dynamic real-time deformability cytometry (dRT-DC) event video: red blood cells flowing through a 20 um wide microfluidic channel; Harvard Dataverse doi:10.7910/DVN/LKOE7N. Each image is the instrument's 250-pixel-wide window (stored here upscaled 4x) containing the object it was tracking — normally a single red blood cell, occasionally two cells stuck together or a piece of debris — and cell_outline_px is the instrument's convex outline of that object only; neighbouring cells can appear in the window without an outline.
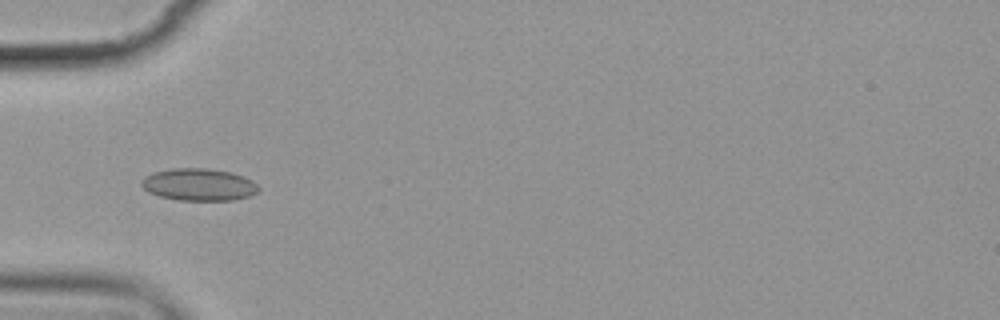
{"species": "common noctule bat (a hibernating species)", "species_latin": "Nyctalus noctula", "temperature_condition": "cold", "stored_images_in_passage": 10, "camera_frame_rate_fps": 3000, "um_per_image_px": 0.085, "animal": {"sex": "female", "body_mass_g": 19.9}, "frame": {"image": 1, "passage_image": 5, "time_ms": 4.667, "image_size_px": [1000, 320], "cell_outline_px": [[260, 188], [256, 192], [248, 196], [232, 200], [176, 200], [160, 196], [148, 192], [140, 184], [140, 180], [144, 176], [152, 172], [172, 168], [208, 168], [232, 172], [244, 176], [252, 180]], "centroid_in_image_um": [16.87, 15.68], "position_along_channel_um": 68.1, "area_um2": 22.14}}
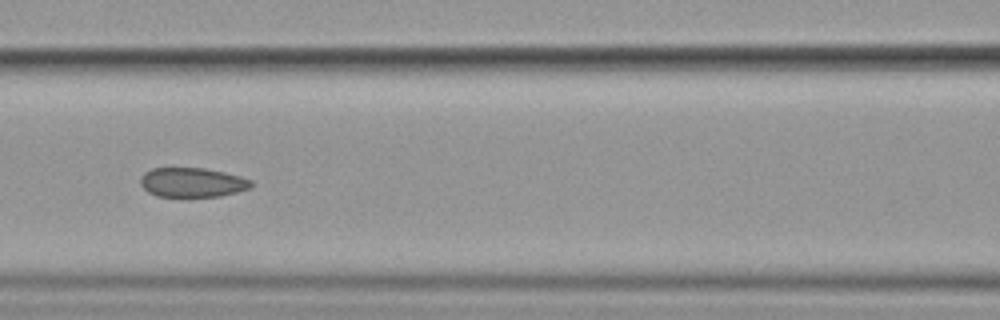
{"frame": {"image": 2, "passage_image": 7, "time_ms": 7.0, "image_size_px": [1000, 320], "cell_outline_px": [[252, 188], [220, 196], [156, 196], [148, 192], [140, 184], [140, 176], [144, 172], [152, 168], [204, 168], [224, 172], [240, 176], [252, 180]], "centroid_in_image_um": [16.34, 15.5], "position_along_channel_um": 150.3, "area_um2": 19.02}}
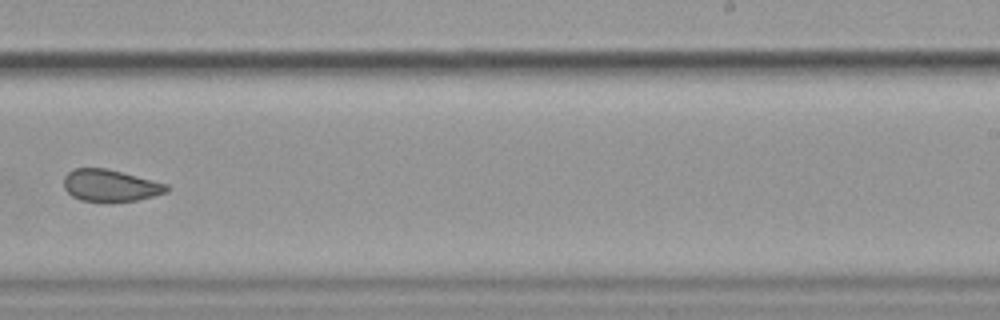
{"frame": {"image": 3, "passage_image": 10, "time_ms": 10.667, "image_size_px": [1000, 320], "cell_outline_px": [[168, 192], [136, 200], [80, 200], [72, 196], [64, 188], [64, 176], [72, 168], [104, 168], [168, 184]], "centroid_in_image_um": [9.34, 15.75], "position_along_channel_um": 279.7, "area_um2": 18.61}}